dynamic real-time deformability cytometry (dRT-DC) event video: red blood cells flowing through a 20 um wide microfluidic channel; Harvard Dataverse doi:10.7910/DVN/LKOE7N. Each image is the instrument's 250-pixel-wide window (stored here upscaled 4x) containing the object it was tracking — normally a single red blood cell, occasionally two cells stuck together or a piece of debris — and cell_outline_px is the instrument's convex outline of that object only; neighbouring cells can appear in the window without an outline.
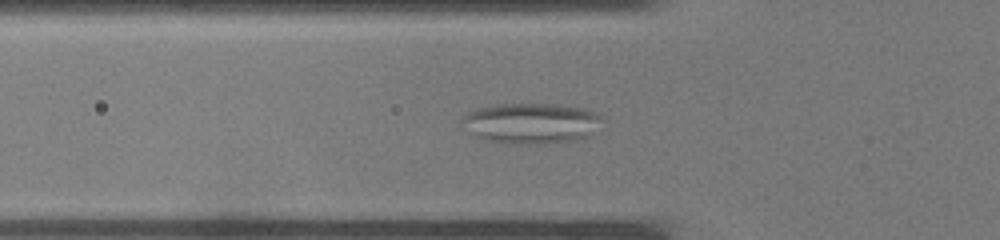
{"species": "common noctule bat (a hibernating species)", "species_latin": "Nyctalus noctula", "temperature_condition": "warm", "stored_images_in_passage": 37, "camera_frame_rate_fps": 3000, "um_per_image_px": 0.085, "animal": {"sex": "male", "body_mass_g": 19.0, "forearm_length_mm": 50.8}, "frame": {"image": 1, "passage_image": 12, "time_ms": 3.667, "image_size_px": [1000, 240], "cell_outline_px": [[600, 116], [588, 136], [572, 140], [544, 144], [508, 144], [484, 140], [468, 136], [460, 128], [460, 116], [476, 108], [496, 104], [560, 104], [584, 108], [596, 112]], "centroid_in_image_um": [44.93, 10.48], "position_along_channel_um": 80.9, "area_um2": 33.7}}
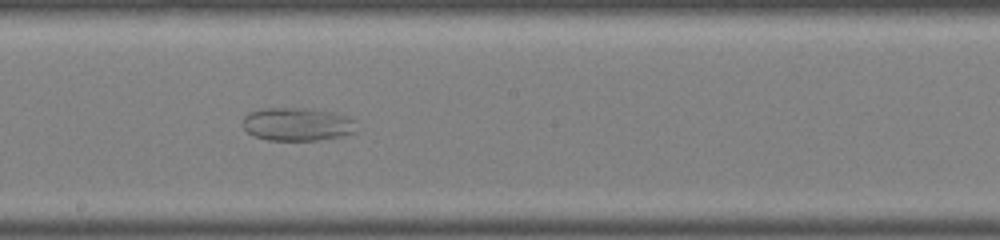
{"frame": {"image": 2, "passage_image": 20, "time_ms": 6.333, "image_size_px": [1000, 240], "cell_outline_px": [[356, 132], [344, 136], [320, 140], [268, 140], [252, 136], [244, 128], [244, 116], [248, 112], [264, 108], [312, 108], [332, 112], [348, 116], [356, 120]], "centroid_in_image_um": [25.31, 10.56], "position_along_channel_um": 222.9, "area_um2": 22.37}}
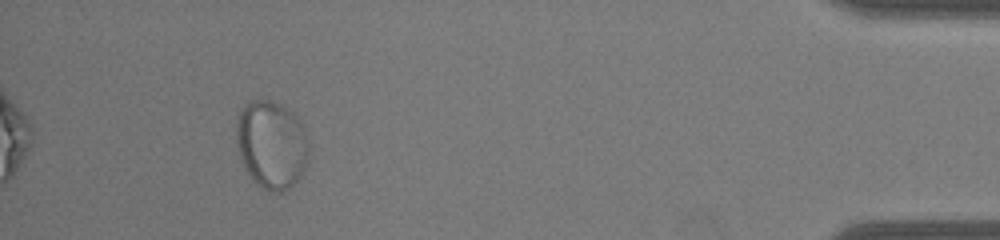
{"frame": {"image": 3, "passage_image": 34, "time_ms": 11.0, "image_size_px": [1000, 240], "cell_outline_px": [[308, 156], [304, 168], [300, 176], [284, 192], [268, 192], [260, 188], [252, 180], [244, 168], [236, 144], [236, 124], [240, 112], [244, 104], [252, 100], [268, 100], [280, 104], [292, 112], [304, 124], [308, 140]], "centroid_in_image_um": [23.07, 12.3], "position_along_channel_um": 412.1, "area_um2": 37.57}}